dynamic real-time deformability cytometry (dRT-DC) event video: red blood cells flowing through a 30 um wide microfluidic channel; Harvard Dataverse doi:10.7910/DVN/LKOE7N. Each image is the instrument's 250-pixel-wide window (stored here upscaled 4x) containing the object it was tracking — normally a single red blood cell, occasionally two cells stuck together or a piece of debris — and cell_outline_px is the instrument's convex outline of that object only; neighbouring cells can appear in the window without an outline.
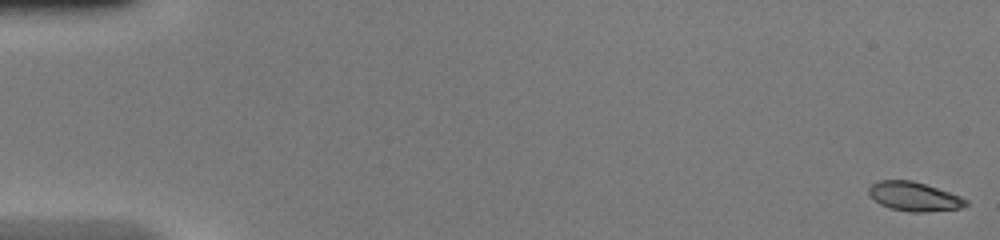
{"species": "common noctule bat (a hibernating species)", "species_latin": "Nyctalus noctula", "temperature_condition": "warm", "stored_images_in_passage": 49, "camera_frame_rate_fps": 3000, "um_per_image_px": 0.085, "animal": {"sex": "female", "body_mass_g": 20.0, "forearm_length_mm": 54.0}, "frame": {"image": 1, "passage_image": 1, "time_ms": 0.0, "image_size_px": [1000, 240], "cell_outline_px": [[968, 204], [960, 208], [924, 212], [908, 212], [892, 208], [880, 204], [868, 192], [868, 188], [876, 180], [912, 180], [960, 196], [968, 200]], "centroid_in_image_um": [77.69, 16.7], "position_along_channel_um": 7.3, "area_um2": 16.24}}
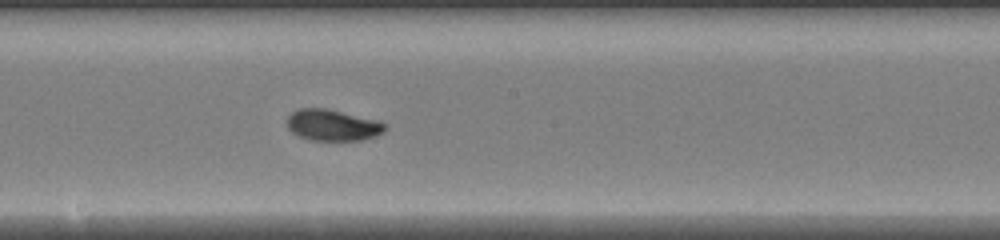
{"frame": {"image": 2, "passage_image": 28, "time_ms": 9.0, "image_size_px": [1000, 240], "cell_outline_px": [[388, 128], [384, 132], [360, 140], [308, 140], [292, 132], [288, 128], [288, 116], [292, 112], [300, 108], [328, 108], [380, 120], [388, 124]], "centroid_in_image_um": [28.32, 10.62], "position_along_channel_um": 219.9, "area_um2": 18.03}}
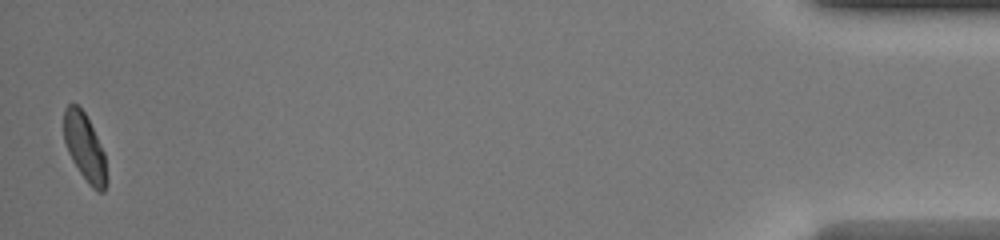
{"frame": {"image": 3, "passage_image": 49, "time_ms": 16.0, "image_size_px": [1000, 240], "cell_outline_px": [[108, 180], [104, 192], [96, 192], [88, 184], [72, 160], [68, 152], [64, 140], [64, 108], [68, 104], [76, 104], [84, 112], [104, 152], [108, 176]], "centroid_in_image_um": [7.22, 12.58], "position_along_channel_um": 428.0, "area_um2": 16.82}, "authors_computed_cell_mechanics": {"area_um2": 17.2822, "velocity_mm_per_s": 4.2429, "shape_relaxation_time_tau1_ms": 5.2385, "shape_relaxation_time_tau2_ms": 1.1941, "deformation_change_tau1": 0.2041, "deformation_change_tau2": 0.055}}